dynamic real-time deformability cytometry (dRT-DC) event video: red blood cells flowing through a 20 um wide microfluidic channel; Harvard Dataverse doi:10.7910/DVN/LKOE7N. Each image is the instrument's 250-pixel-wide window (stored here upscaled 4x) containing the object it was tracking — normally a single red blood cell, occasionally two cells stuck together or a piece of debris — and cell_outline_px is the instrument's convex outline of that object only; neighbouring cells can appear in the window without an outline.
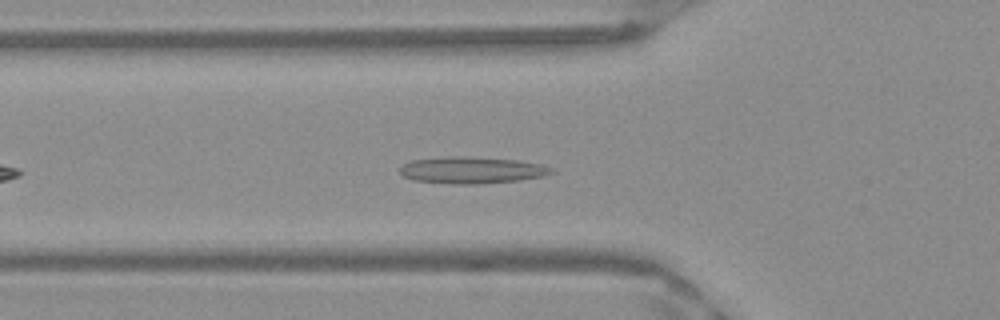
{"species": "Egyptian fruit bat (a non-hibernating species)", "species_latin": "Rousettus aegyptiacus", "temperature_condition": "warm", "stored_images_in_passage": 34, "camera_frame_rate_fps": 3000, "um_per_image_px": 0.085, "frame": {"image": 1, "passage_image": 7, "time_ms": 2.0, "image_size_px": [1000, 320], "cell_outline_px": [[556, 172], [544, 176], [520, 180], [480, 184], [452, 184], [412, 180], [404, 176], [400, 172], [400, 168], [404, 164], [412, 160], [448, 156], [464, 156], [516, 160], [540, 164], [552, 168]], "centroid_in_image_um": [40.11, 14.47], "position_along_channel_um": 85.7, "area_um2": 23.64}}
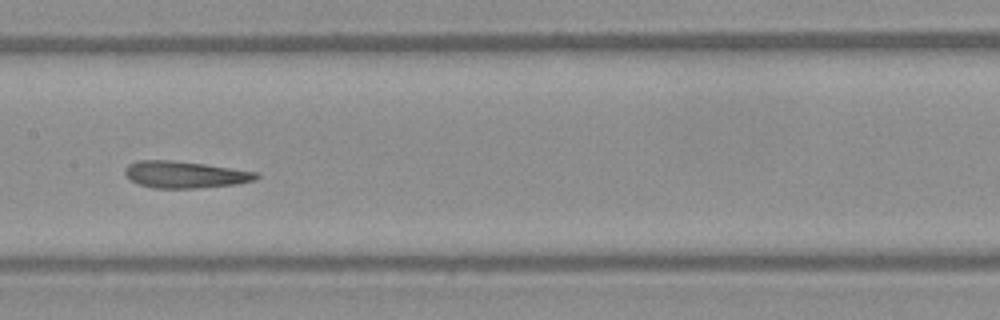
{"frame": {"image": 2, "passage_image": 15, "time_ms": 4.667, "image_size_px": [1000, 320], "cell_outline_px": [[260, 176], [256, 180], [236, 184], [200, 188], [152, 188], [140, 184], [132, 180], [124, 172], [124, 168], [128, 164], [136, 160], [172, 160], [204, 164], [256, 172]], "centroid_in_image_um": [15.71, 14.84], "position_along_channel_um": 191.7, "area_um2": 20.46}}
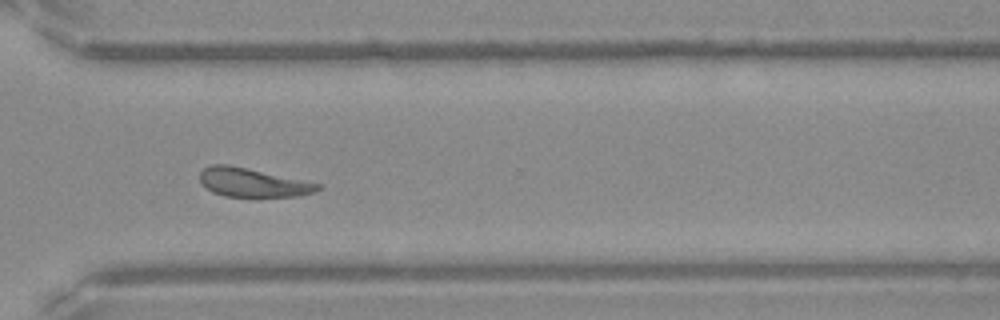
{"frame": {"image": 3, "passage_image": 27, "time_ms": 8.667, "image_size_px": [1000, 320], "cell_outline_px": [[320, 188], [316, 192], [300, 196], [224, 196], [212, 192], [200, 180], [200, 172], [204, 168], [212, 164], [228, 164], [248, 168], [320, 184]], "centroid_in_image_um": [21.47, 15.51], "position_along_channel_um": 349.1, "area_um2": 19.48}, "authors_computed_cell_mechanics": {"area_um2": 20.6346, "velocity_mm_per_s": 3.9425, "shape_relaxation_time_tau1_ms": null, "shape_relaxation_time_tau2_ms": 3.1538, "deformation_change_tau1": null, "deformation_change_tau2": 0.1247}}